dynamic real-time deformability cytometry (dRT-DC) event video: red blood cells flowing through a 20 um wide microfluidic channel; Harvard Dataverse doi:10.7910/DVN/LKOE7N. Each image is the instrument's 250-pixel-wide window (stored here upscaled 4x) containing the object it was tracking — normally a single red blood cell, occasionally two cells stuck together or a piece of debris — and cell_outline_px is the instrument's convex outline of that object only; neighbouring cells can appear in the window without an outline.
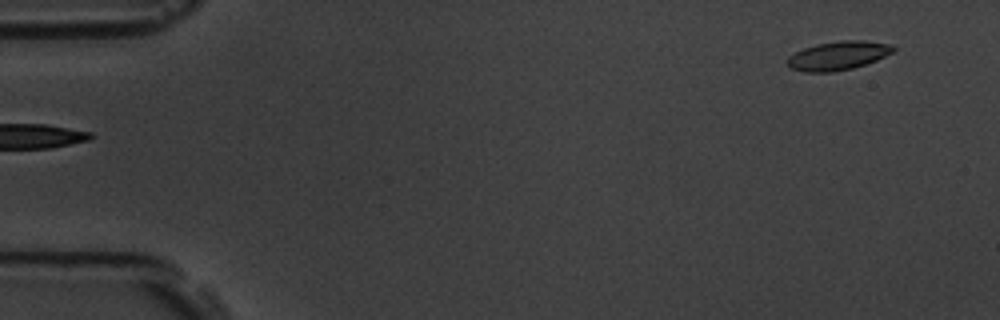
{"species": "common noctule bat (a hibernating species)", "species_latin": "Nyctalus noctula", "temperature_condition": "room temperature", "stored_images_in_passage": 5, "segment_of_instrument_passage": [2, 2], "camera_frame_rate_fps": 3000, "um_per_image_px": 0.085, "animal": {"sex": "male", "body_mass_g": 19.5, "forearm_length_mm": 54.6}, "frame": {"image": 1, "passage_image": 5, "time_ms": 5.667, "image_size_px": [1000, 320], "cell_outline_px": [[896, 48], [892, 52], [876, 60], [852, 68], [832, 72], [804, 72], [788, 68], [788, 56], [804, 48], [816, 44], [840, 40], [864, 40], [892, 44]], "centroid_in_image_um": [71.22, 4.72], "position_along_channel_um": 13.8, "area_um2": 17.74}}